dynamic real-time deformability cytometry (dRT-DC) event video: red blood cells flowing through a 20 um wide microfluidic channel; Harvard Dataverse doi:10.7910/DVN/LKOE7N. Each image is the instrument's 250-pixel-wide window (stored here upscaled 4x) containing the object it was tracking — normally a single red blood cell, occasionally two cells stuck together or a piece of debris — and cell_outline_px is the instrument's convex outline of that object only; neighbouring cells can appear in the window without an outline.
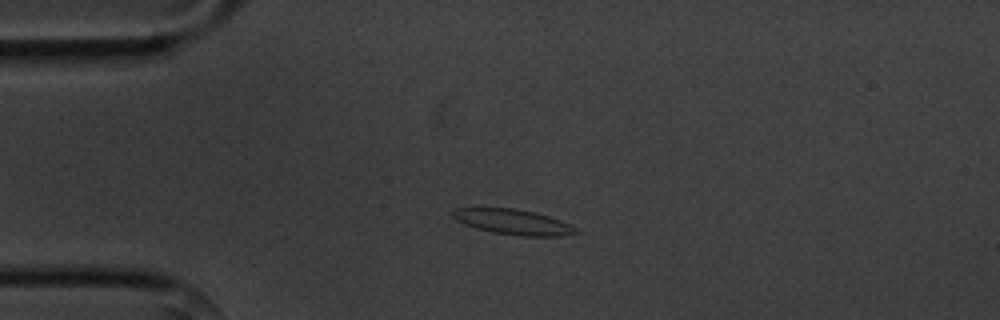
{"species": "common noctule bat (a hibernating species)", "species_latin": "Nyctalus noctula", "temperature_condition": "cold", "stored_images_in_passage": 6, "camera_frame_rate_fps": 3000, "um_per_image_px": 0.085, "animal": {"sex": "male", "body_mass_g": 20.1, "forearm_length_mm": 53.5}, "frame": {"image": 1, "passage_image": 4, "time_ms": 3.333, "image_size_px": [1000, 320], "cell_outline_px": [[580, 232], [560, 236], [520, 236], [492, 232], [476, 228], [464, 224], [456, 220], [452, 216], [452, 208], [516, 208], [536, 212], [560, 220], [576, 228]], "centroid_in_image_um": [43.59, 18.86], "position_along_channel_um": 41.4, "area_um2": 18.15}}
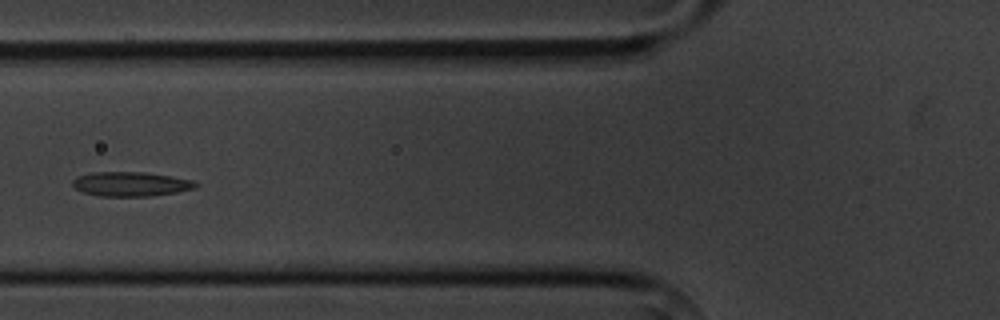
{"frame": {"image": 2, "passage_image": 6, "time_ms": 6.0, "image_size_px": [1000, 320], "cell_outline_px": [[200, 184], [196, 188], [176, 192], [152, 196], [100, 196], [84, 192], [76, 188], [72, 184], [72, 180], [76, 176], [92, 172], [144, 172], [192, 180]], "centroid_in_image_um": [11.11, 15.64], "position_along_channel_um": 114.7, "area_um2": 17.46}}